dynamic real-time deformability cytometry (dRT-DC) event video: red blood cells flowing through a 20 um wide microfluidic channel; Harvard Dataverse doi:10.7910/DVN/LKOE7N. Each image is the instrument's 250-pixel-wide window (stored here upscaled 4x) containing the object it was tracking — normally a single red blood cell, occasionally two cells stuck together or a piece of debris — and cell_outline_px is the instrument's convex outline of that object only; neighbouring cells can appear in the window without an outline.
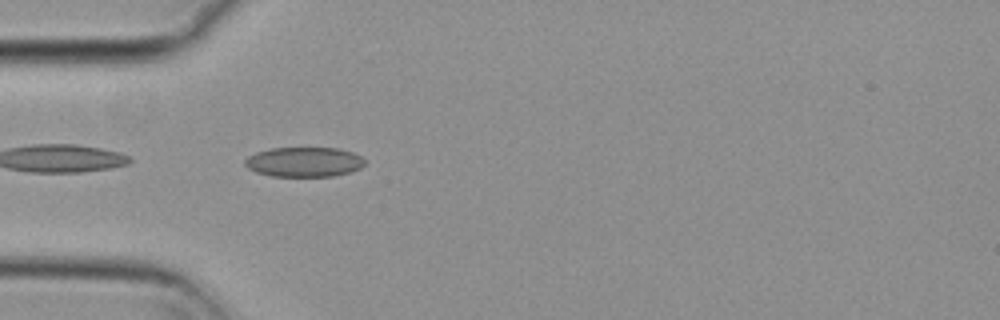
{"species": "common noctule bat (a hibernating species)", "species_latin": "Nyctalus noctula", "temperature_condition": "cold", "stored_images_in_passage": 40, "camera_frame_rate_fps": 3000, "um_per_image_px": 0.085, "animal": {"sex": "female", "body_mass_g": 29.2, "forearm_length_mm": 56.3}, "frame": {"image": 1, "passage_image": 1, "time_ms": 0.0, "image_size_px": [1000, 320], "cell_outline_px": [[364, 164], [360, 168], [352, 172], [332, 176], [272, 176], [256, 172], [248, 168], [244, 164], [244, 160], [248, 156], [256, 152], [272, 148], [336, 148], [352, 152], [360, 156], [364, 160]], "centroid_in_image_um": [25.83, 13.77], "position_along_channel_um": 59.2, "area_um2": 20.75}}
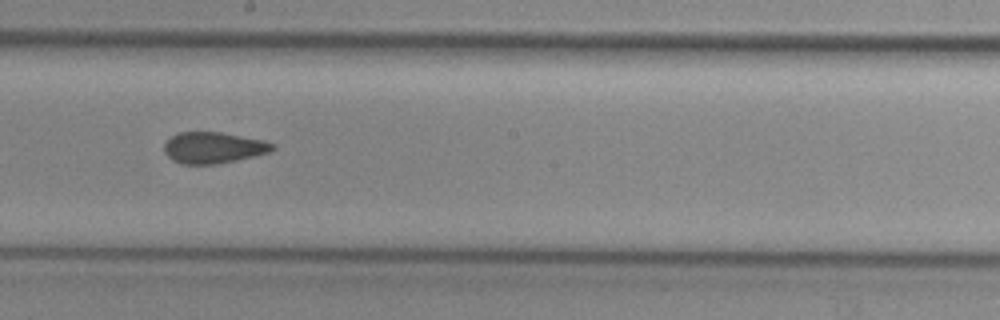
{"frame": {"image": 2, "passage_image": 15, "time_ms": 4.667, "image_size_px": [1000, 320], "cell_outline_px": [[276, 148], [268, 152], [236, 160], [216, 164], [180, 164], [172, 160], [164, 152], [164, 144], [176, 132], [220, 132], [264, 140], [276, 144]], "centroid_in_image_um": [18.12, 12.55], "position_along_channel_um": 230.1, "area_um2": 19.71}}
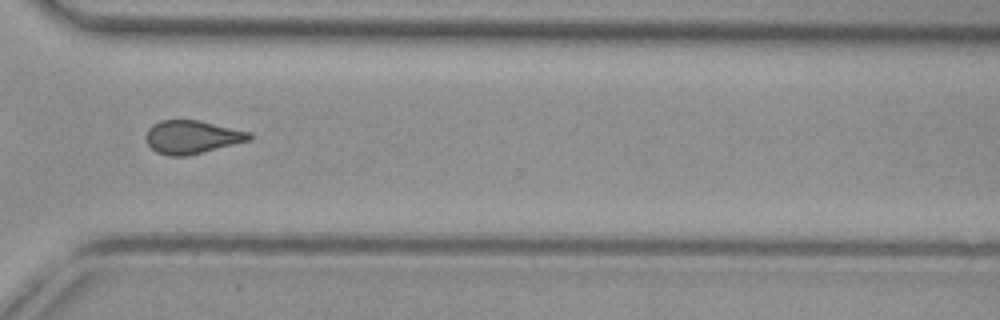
{"frame": {"image": 3, "passage_image": 25, "time_ms": 8.0, "image_size_px": [1000, 320], "cell_outline_px": [[252, 140], [188, 156], [168, 156], [156, 152], [148, 144], [148, 128], [152, 124], [160, 120], [200, 120], [252, 132]], "centroid_in_image_um": [16.38, 11.65], "position_along_channel_um": 354.2, "area_um2": 20.17}, "authors_computed_cell_mechanics": {"area_um2": 20.0277, "velocity_mm_per_s": 3.7267, "shape_relaxation_time_tau1_ms": null, "shape_relaxation_time_tau2_ms": 2.7638, "deformation_change_tau1": null, "deformation_change_tau2": 0.095}}